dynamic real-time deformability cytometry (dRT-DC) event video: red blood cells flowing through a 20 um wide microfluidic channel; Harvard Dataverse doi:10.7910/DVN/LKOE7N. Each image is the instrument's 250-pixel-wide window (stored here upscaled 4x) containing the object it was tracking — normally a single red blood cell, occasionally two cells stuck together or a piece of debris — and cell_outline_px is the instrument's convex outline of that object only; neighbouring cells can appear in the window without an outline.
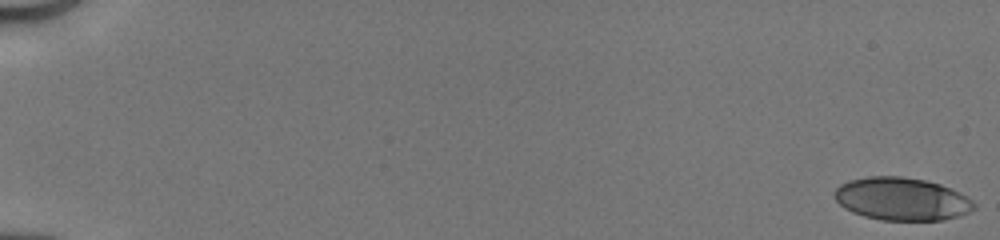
{"species": "human", "species_latin": "Homo sapiens", "temperature_condition": "cold", "stored_images_in_passage": 51, "camera_frame_rate_fps": 3000, "um_per_image_px": 0.085, "donor": {"sex": "male"}, "frame": {"image": 1, "passage_image": 1, "time_ms": 0.0, "image_size_px": [1000, 240], "cell_outline_px": [[976, 208], [972, 212], [960, 216], [944, 220], [880, 220], [864, 216], [852, 212], [844, 208], [836, 200], [836, 188], [840, 184], [848, 180], [868, 176], [900, 176], [924, 180], [940, 184], [960, 192], [968, 196], [976, 204]], "centroid_in_image_um": [76.69, 16.92], "position_along_channel_um": 8.3, "area_um2": 35.08}}
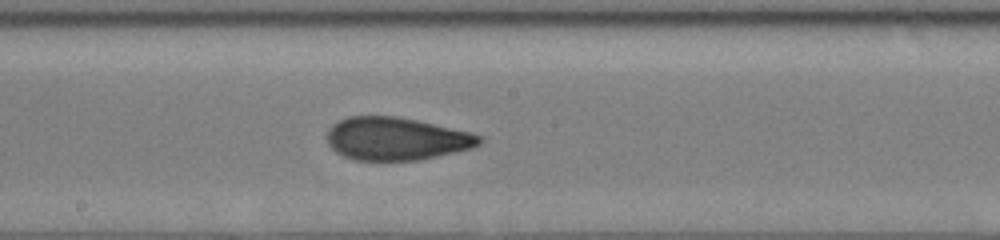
{"frame": {"image": 2, "passage_image": 30, "time_ms": 9.667, "image_size_px": [1000, 240], "cell_outline_px": [[484, 140], [480, 144], [472, 148], [420, 160], [356, 160], [344, 156], [336, 152], [328, 144], [328, 128], [332, 124], [348, 116], [396, 116], [416, 120], [472, 132], [484, 136]], "centroid_in_image_um": [33.71, 11.79], "position_along_channel_um": 214.5, "area_um2": 38.15}}
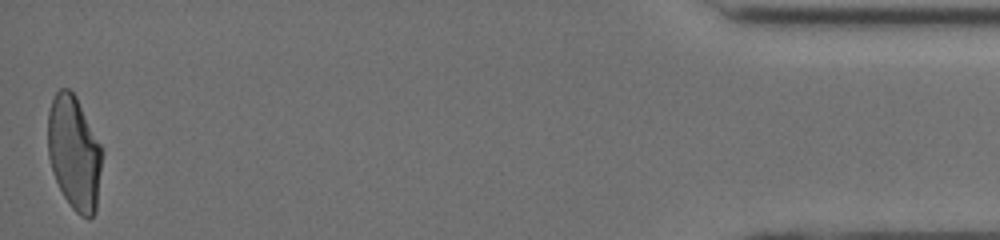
{"frame": {"image": 3, "passage_image": 51, "time_ms": 16.667, "image_size_px": [1000, 240], "cell_outline_px": [[104, 152], [96, 212], [88, 220], [80, 216], [72, 208], [64, 196], [52, 172], [48, 156], [48, 112], [52, 100], [56, 92], [60, 88], [68, 88], [76, 96]], "centroid_in_image_um": [6.32, 13.02], "position_along_channel_um": 428.9, "area_um2": 36.3}, "authors_computed_cell_mechanics": {"area_um2": 36.8764, "velocity_mm_per_s": 4.1642, "shape_relaxation_time_tau1_ms": 8.6461, "shape_relaxation_time_tau2_ms": 1.1794, "deformation_change_tau1": 0.2573, "deformation_change_tau2": 0.0794}}